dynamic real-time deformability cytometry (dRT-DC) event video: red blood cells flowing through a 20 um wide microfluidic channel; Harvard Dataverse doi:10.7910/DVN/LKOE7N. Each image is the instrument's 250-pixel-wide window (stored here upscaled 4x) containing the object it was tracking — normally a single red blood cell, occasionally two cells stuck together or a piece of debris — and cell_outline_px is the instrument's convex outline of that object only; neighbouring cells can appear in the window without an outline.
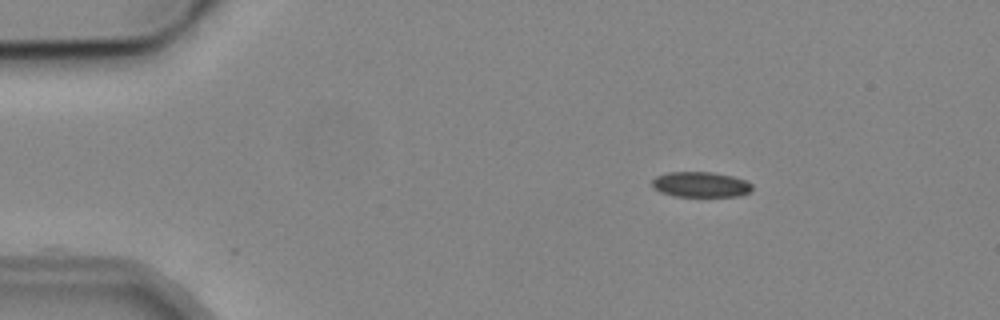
{"species": "common noctule bat (a hibernating species)", "species_latin": "Nyctalus noctula", "temperature_condition": "cold", "stored_images_in_passage": 3, "camera_frame_rate_fps": 3000, "um_per_image_px": 0.085, "animal": {"sex": "male", "body_mass_g": 19.2, "forearm_length_mm": 51.8}, "frame": {"image": 1, "passage_image": 1, "time_ms": 0.0, "image_size_px": [1000, 320], "cell_outline_px": [[752, 192], [740, 196], [676, 196], [660, 192], [652, 188], [652, 180], [656, 176], [668, 172], [712, 172], [732, 176], [744, 180], [752, 184]], "centroid_in_image_um": [59.55, 15.68], "position_along_channel_um": 25.4, "area_um2": 14.85}}